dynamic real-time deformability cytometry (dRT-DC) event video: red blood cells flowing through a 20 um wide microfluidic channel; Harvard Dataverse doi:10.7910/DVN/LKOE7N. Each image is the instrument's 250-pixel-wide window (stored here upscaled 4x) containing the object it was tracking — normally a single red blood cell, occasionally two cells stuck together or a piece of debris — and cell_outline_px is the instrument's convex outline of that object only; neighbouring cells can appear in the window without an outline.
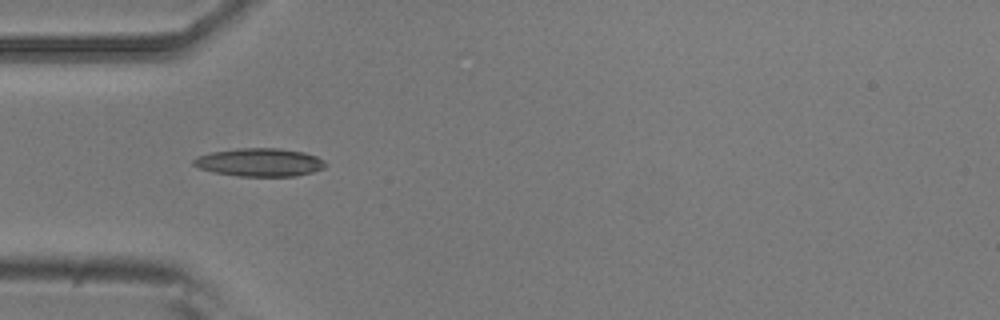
{"species": "common noctule bat (a hibernating species)", "species_latin": "Nyctalus noctula", "temperature_condition": "room temperature", "stored_images_in_passage": 39, "camera_frame_rate_fps": 3000, "um_per_image_px": 0.085, "animal": {"sex": "male", "body_mass_g": 20.5, "forearm_length_mm": 52.5}, "frame": {"image": 1, "passage_image": 1, "time_ms": 0.0, "image_size_px": [1000, 320], "cell_outline_px": [[328, 164], [324, 168], [312, 172], [296, 176], [240, 176], [216, 172], [200, 168], [192, 164], [192, 160], [200, 156], [212, 152], [240, 148], [280, 148], [304, 152], [316, 156], [324, 160]], "centroid_in_image_um": [22.13, 13.79], "position_along_channel_um": 62.9, "area_um2": 21.5}}
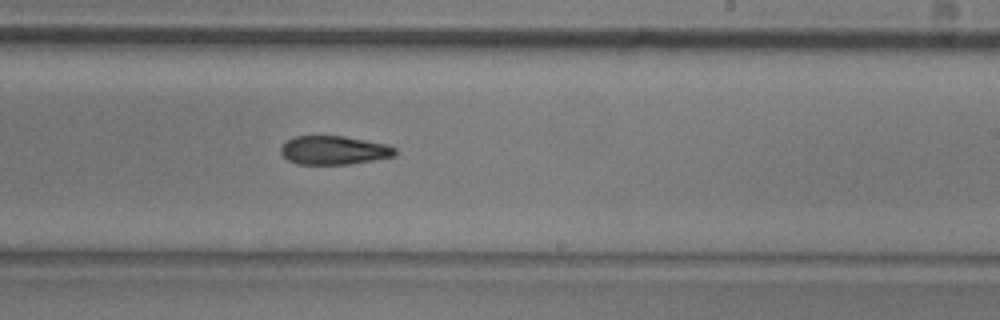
{"frame": {"image": 2, "passage_image": 17, "time_ms": 5.333, "image_size_px": [1000, 320], "cell_outline_px": [[396, 156], [348, 164], [296, 164], [288, 160], [280, 152], [280, 148], [288, 140], [296, 136], [344, 136], [388, 144], [396, 148]], "centroid_in_image_um": [28.4, 12.77], "position_along_channel_um": 260.6, "area_um2": 19.07}}
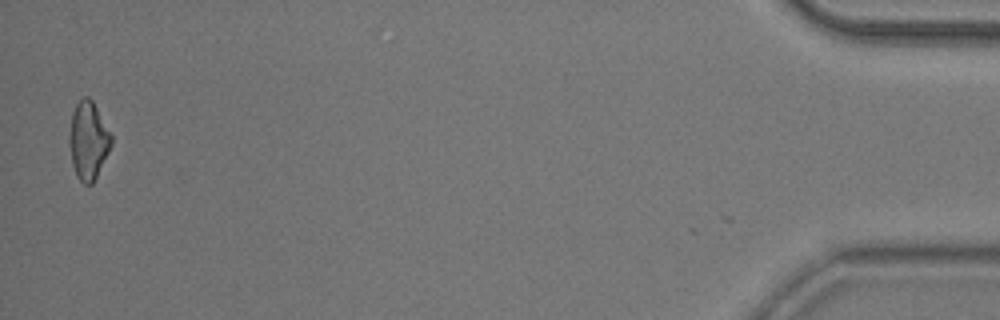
{"frame": {"image": 3, "passage_image": 38, "time_ms": 12.333, "image_size_px": [1000, 320], "cell_outline_px": [[112, 144], [92, 184], [84, 184], [76, 176], [72, 164], [68, 140], [68, 136], [72, 112], [76, 104], [84, 96], [88, 96], [92, 100], [112, 136]], "centroid_in_image_um": [7.48, 11.93], "position_along_channel_um": 427.7, "area_um2": 18.9}, "authors_computed_cell_mechanics": {"area_um2": 19.8254, "velocity_mm_per_s": 3.7133, "shape_relaxation_time_tau1_ms": 3.8416, "shape_relaxation_time_tau2_ms": 9.9412, "deformation_change_tau1": 0.1184, "deformation_change_tau2": 0.2145}}